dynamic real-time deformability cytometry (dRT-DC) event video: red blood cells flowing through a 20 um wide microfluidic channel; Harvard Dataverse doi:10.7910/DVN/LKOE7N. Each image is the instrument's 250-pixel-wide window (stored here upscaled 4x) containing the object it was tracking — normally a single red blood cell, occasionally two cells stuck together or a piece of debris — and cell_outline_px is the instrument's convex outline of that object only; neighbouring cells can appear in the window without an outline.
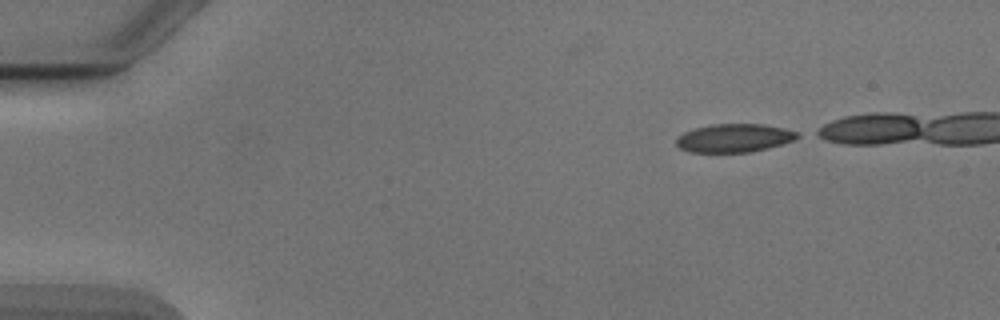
{"species": "Egyptian fruit bat (a non-hibernating species)", "species_latin": "Rousettus aegyptiacus", "temperature_condition": "cold", "stored_images_in_passage": 8, "camera_frame_rate_fps": 3000, "um_per_image_px": 0.085, "animal": {"sex": "male"}, "frame": {"image": 1, "passage_image": 1, "time_ms": 0.0, "image_size_px": [1000, 320], "cell_outline_px": [[800, 136], [792, 140], [768, 148], [748, 152], [688, 152], [680, 148], [676, 144], [676, 136], [684, 132], [696, 128], [712, 124], [764, 124], [784, 128], [800, 132]], "centroid_in_image_um": [62.39, 11.73], "position_along_channel_um": 22.6, "area_um2": 20.0}}